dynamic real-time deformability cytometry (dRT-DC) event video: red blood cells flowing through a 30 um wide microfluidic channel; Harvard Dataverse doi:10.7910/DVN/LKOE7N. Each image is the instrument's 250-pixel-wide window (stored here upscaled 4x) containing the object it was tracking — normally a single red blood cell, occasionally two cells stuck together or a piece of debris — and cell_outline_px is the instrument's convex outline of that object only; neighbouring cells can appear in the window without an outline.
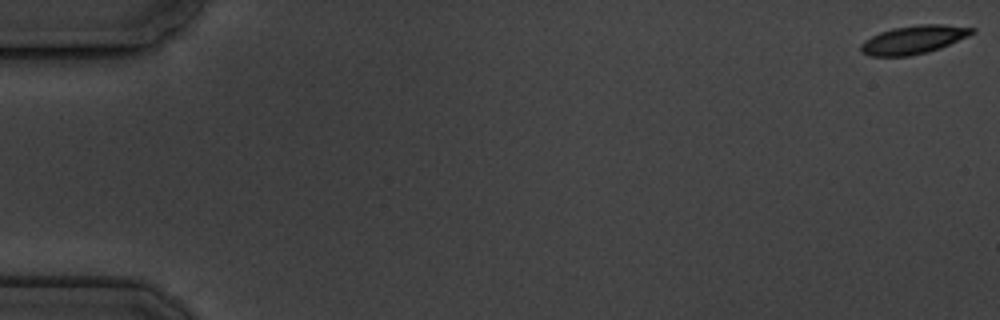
{"species": "common noctule bat (a hibernating species)", "species_latin": "Nyctalus noctula", "temperature_condition": "cold", "stored_images_in_passage": 12, "camera_frame_rate_fps": 3000, "um_per_image_px": 0.085, "animal": {"sex": "male", "body_mass_g": 19.5, "forearm_length_mm": 54.6}, "frame": {"image": 1, "passage_image": 1, "time_ms": 0.0, "image_size_px": [1000, 320], "cell_outline_px": [[976, 32], [968, 36], [940, 48], [928, 52], [908, 56], [872, 56], [860, 52], [860, 44], [864, 40], [880, 32], [892, 28], [920, 24], [944, 24], [976, 28]], "centroid_in_image_um": [77.66, 3.37], "position_along_channel_um": 7.3, "area_um2": 18.44}}
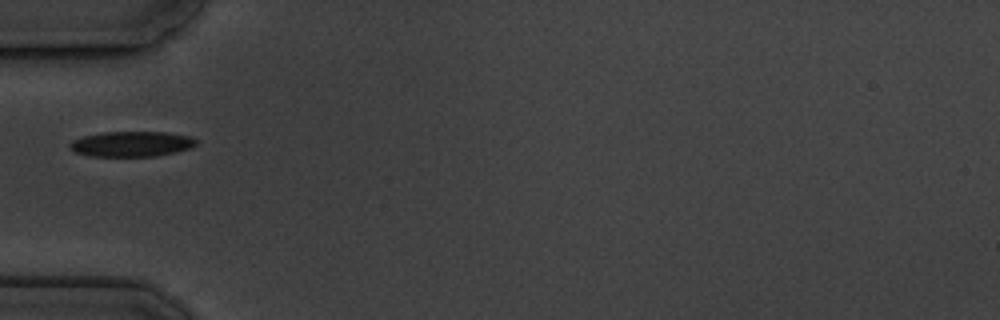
{"frame": {"image": 2, "passage_image": 6, "time_ms": 6.333, "image_size_px": [1000, 320], "cell_outline_px": [[196, 144], [188, 148], [176, 152], [156, 156], [88, 156], [76, 152], [68, 148], [68, 144], [72, 140], [84, 136], [104, 132], [168, 132], [192, 136], [196, 140]], "centroid_in_image_um": [11.16, 12.23], "position_along_channel_um": 73.8, "area_um2": 18.67}}
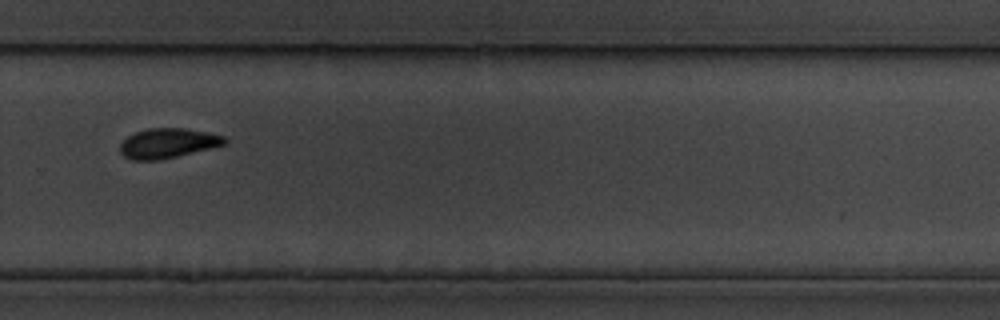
{"frame": {"image": 3, "passage_image": 12, "time_ms": 13.333, "image_size_px": [1000, 320], "cell_outline_px": [[228, 140], [224, 144], [160, 160], [132, 160], [124, 156], [120, 152], [120, 144], [128, 136], [136, 132], [148, 128], [188, 128], [208, 132], [224, 136]], "centroid_in_image_um": [14.24, 12.16], "position_along_channel_um": 315.6, "area_um2": 17.98}}